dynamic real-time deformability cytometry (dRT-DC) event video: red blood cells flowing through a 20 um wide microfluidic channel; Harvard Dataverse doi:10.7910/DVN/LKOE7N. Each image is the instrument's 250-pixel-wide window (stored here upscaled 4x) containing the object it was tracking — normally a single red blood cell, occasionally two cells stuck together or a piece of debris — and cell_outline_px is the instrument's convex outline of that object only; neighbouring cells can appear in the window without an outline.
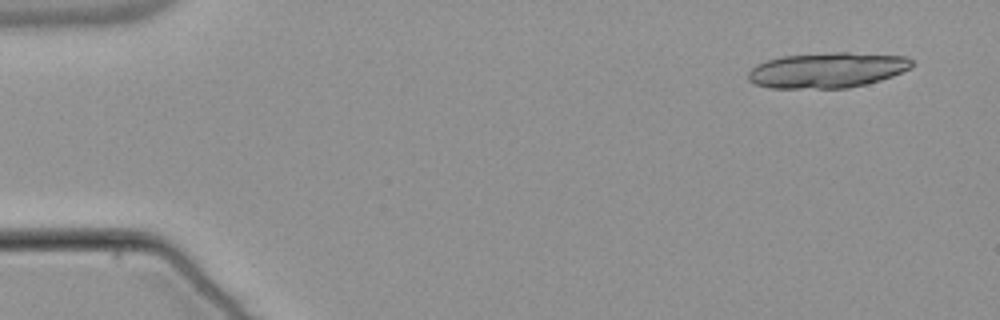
{"species": "common noctule bat (a hibernating species)", "species_latin": "Nyctalus noctula", "temperature_condition": "warm", "stored_images_in_passage": 22, "camera_frame_rate_fps": 3000, "um_per_image_px": 0.085, "animal": {"sex": "male", "body_mass_g": 21.5, "forearm_length_mm": 52.0}, "frame": {"image": 1, "passage_image": 3, "time_ms": 0.667, "image_size_px": [1000, 320], "cell_outline_px": [[916, 64], [892, 76], [880, 80], [848, 88], [768, 88], [752, 84], [748, 80], [748, 72], [756, 64], [768, 60], [784, 56], [836, 52], [848, 52], [908, 56]], "centroid_in_image_um": [70.3, 5.96], "position_along_channel_um": 14.7, "area_um2": 33.81}}